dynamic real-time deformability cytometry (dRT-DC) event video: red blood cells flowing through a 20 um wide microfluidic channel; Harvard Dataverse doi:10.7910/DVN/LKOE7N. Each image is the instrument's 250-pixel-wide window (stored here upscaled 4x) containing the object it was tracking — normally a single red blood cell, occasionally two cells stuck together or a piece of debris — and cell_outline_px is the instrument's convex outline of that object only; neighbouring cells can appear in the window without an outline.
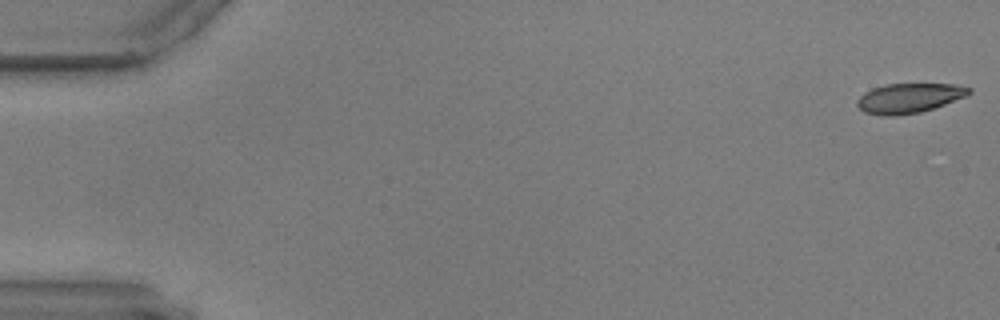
{"species": "common noctule bat (a hibernating species)", "species_latin": "Nyctalus noctula", "temperature_condition": "warm", "stored_images_in_passage": 18, "camera_frame_rate_fps": 3000, "um_per_image_px": 0.085, "animal": {"sex": "male", "body_mass_g": 17.9, "forearm_length_mm": 54.2}, "frame": {"image": 1, "passage_image": 1, "time_ms": 0.0, "image_size_px": [1000, 320], "cell_outline_px": [[972, 92], [964, 96], [944, 104], [920, 112], [892, 116], [884, 116], [864, 112], [856, 104], [856, 100], [864, 92], [872, 88], [884, 84], [956, 84], [972, 88]], "centroid_in_image_um": [77.23, 8.33], "position_along_channel_um": 7.8, "area_um2": 19.25}}
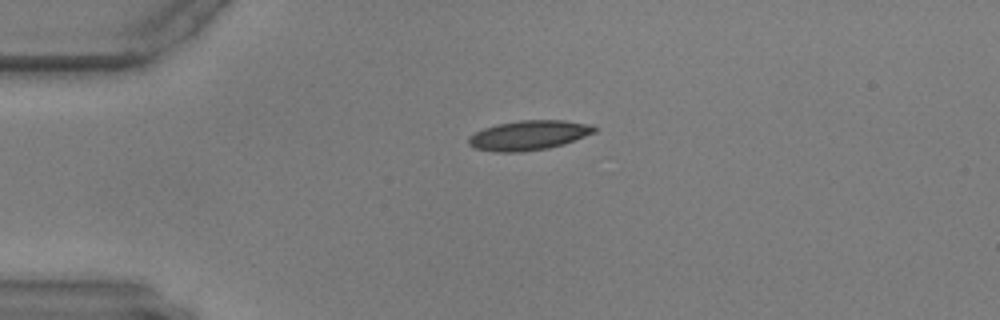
{"frame": {"image": 2, "passage_image": 14, "time_ms": 4.333, "image_size_px": [1000, 320], "cell_outline_px": [[596, 132], [564, 144], [548, 148], [520, 152], [492, 152], [476, 148], [468, 144], [468, 136], [484, 128], [496, 124], [520, 120], [564, 120], [592, 124], [596, 128]], "centroid_in_image_um": [44.95, 11.49], "position_along_channel_um": 40.1, "area_um2": 21.85}}